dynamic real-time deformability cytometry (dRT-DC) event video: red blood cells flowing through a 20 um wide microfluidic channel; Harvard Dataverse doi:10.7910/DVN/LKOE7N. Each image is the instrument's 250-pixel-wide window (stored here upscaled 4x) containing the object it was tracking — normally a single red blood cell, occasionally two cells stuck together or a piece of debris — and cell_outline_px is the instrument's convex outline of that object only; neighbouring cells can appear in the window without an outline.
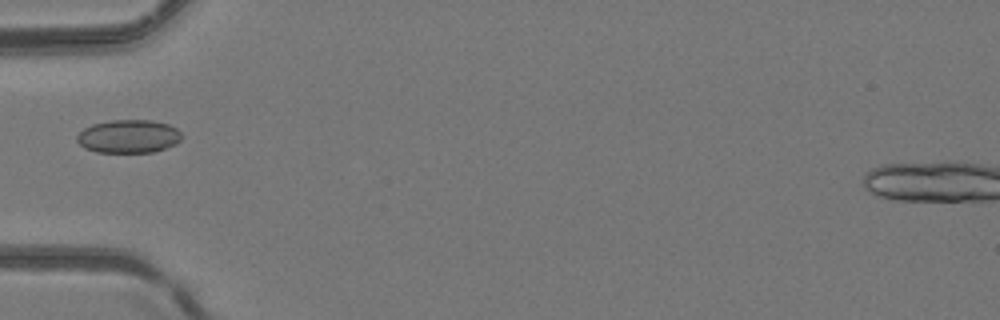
{"species": "common noctule bat (a hibernating species)", "species_latin": "Nyctalus noctula", "temperature_condition": "room temperature", "stored_images_in_passage": 6, "camera_frame_rate_fps": 3000, "um_per_image_px": 0.085, "animal": {"sex": "female", "body_mass_g": 24.6, "forearm_length_mm": 56.2}, "frame": {"image": 1, "passage_image": 5, "time_ms": 5.0, "image_size_px": [1000, 320], "cell_outline_px": [[184, 136], [176, 144], [152, 152], [96, 152], [84, 148], [76, 140], [76, 136], [84, 128], [92, 124], [112, 120], [152, 120], [168, 124], [176, 128]], "centroid_in_image_um": [10.93, 11.59], "position_along_channel_um": 74.1, "area_um2": 20.35}}
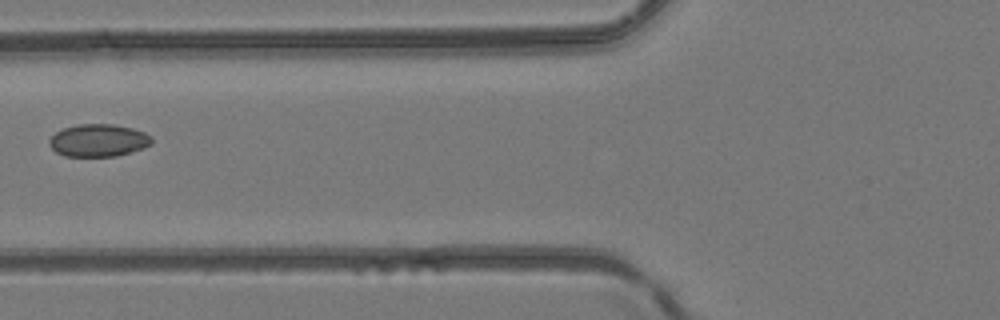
{"frame": {"image": 2, "passage_image": 6, "time_ms": 6.0, "image_size_px": [1000, 320], "cell_outline_px": [[152, 144], [144, 148], [116, 156], [64, 156], [56, 152], [48, 144], [48, 140], [56, 132], [64, 128], [76, 124], [112, 124], [132, 128], [144, 132], [152, 136]], "centroid_in_image_um": [8.37, 11.93], "position_along_channel_um": 117.4, "area_um2": 19.48}}